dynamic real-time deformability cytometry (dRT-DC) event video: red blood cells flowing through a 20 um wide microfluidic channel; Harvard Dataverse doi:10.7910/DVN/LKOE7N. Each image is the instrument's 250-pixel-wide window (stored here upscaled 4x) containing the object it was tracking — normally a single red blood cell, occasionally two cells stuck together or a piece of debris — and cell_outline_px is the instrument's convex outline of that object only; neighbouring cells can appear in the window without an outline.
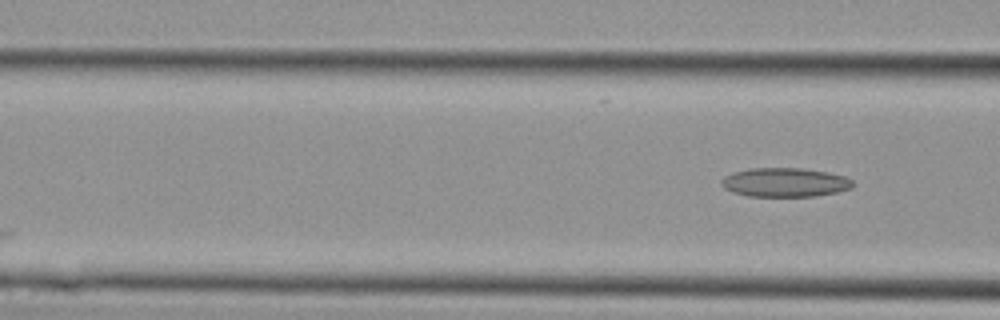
{"species": "Egyptian fruit bat (a non-hibernating species)", "species_latin": "Rousettus aegyptiacus", "temperature_condition": "cold", "stored_images_in_passage": 3, "camera_frame_rate_fps": 3000, "um_per_image_px": 0.085, "animal": {"sex": "female"}, "frame": {"image": 1, "passage_image": 3, "time_ms": 0.667, "image_size_px": [1000, 320], "cell_outline_px": [[856, 184], [852, 188], [836, 192], [816, 196], [748, 196], [732, 192], [724, 188], [720, 184], [720, 180], [724, 176], [732, 172], [752, 168], [800, 168], [828, 172], [844, 176], [852, 180]], "centroid_in_image_um": [66.71, 15.5], "position_along_channel_um": 99.9, "area_um2": 22.37}}